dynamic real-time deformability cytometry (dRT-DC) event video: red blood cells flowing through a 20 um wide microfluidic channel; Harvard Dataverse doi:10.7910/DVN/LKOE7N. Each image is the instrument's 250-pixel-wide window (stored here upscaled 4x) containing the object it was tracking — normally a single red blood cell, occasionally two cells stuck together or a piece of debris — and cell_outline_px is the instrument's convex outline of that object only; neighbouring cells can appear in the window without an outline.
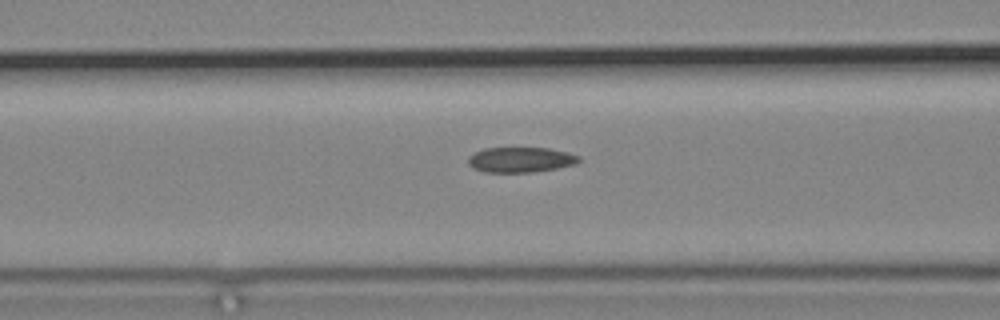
{"species": "common noctule bat (a hibernating species)", "species_latin": "Nyctalus noctula", "temperature_condition": "cold", "stored_images_in_passage": 8, "segment_of_instrument_passage": [2, 2], "camera_frame_rate_fps": 3000, "um_per_image_px": 0.085, "animal": {"sex": "male", "body_mass_g": 19.2, "forearm_length_mm": 51.8}, "frame": {"image": 1, "passage_image": 8, "time_ms": 9.0, "image_size_px": [1000, 320], "cell_outline_px": [[580, 160], [576, 164], [556, 168], [532, 172], [484, 172], [472, 168], [468, 164], [468, 156], [484, 148], [548, 148], [568, 152], [580, 156]], "centroid_in_image_um": [44.24, 13.58], "position_along_channel_um": 122.4, "area_um2": 16.3}}